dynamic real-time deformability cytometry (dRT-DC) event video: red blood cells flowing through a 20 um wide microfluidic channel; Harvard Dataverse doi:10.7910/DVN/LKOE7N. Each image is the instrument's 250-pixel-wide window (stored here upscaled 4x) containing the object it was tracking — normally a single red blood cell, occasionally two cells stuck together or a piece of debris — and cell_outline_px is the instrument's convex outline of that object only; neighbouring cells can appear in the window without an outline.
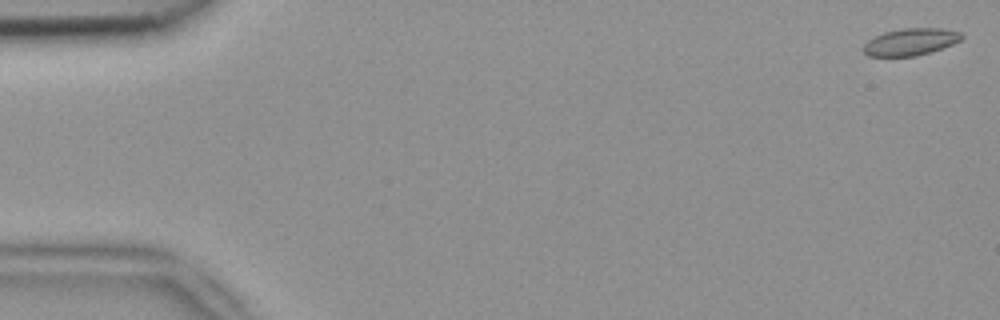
{"species": "common noctule bat (a hibernating species)", "species_latin": "Nyctalus noctula", "temperature_condition": "room temperature", "stored_images_in_passage": 52, "camera_frame_rate_fps": 3000, "um_per_image_px": 0.085, "animal": {"sex": "female", "body_mass_g": 18.4}, "frame": {"image": 1, "passage_image": 1, "time_ms": 0.0, "image_size_px": [1000, 320], "cell_outline_px": [[964, 36], [960, 40], [952, 44], [932, 52], [916, 56], [868, 56], [864, 52], [864, 44], [868, 40], [884, 32], [904, 28], [940, 28], [960, 32]], "centroid_in_image_um": [77.41, 3.56], "position_along_channel_um": 7.6, "area_um2": 15.37}}
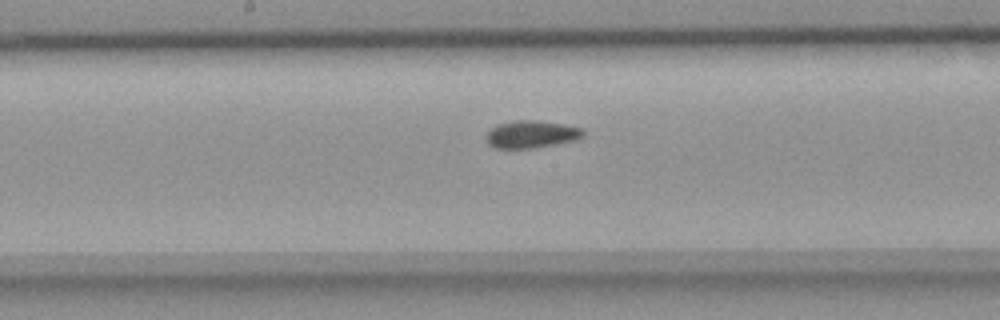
{"frame": {"image": 2, "passage_image": 27, "time_ms": 8.667, "image_size_px": [1000, 320], "cell_outline_px": [[584, 136], [576, 140], [532, 148], [496, 148], [488, 144], [484, 140], [484, 136], [496, 124], [512, 120], [536, 120], [564, 124], [584, 128]], "centroid_in_image_um": [45.14, 11.4], "position_along_channel_um": 203.1, "area_um2": 15.72}}
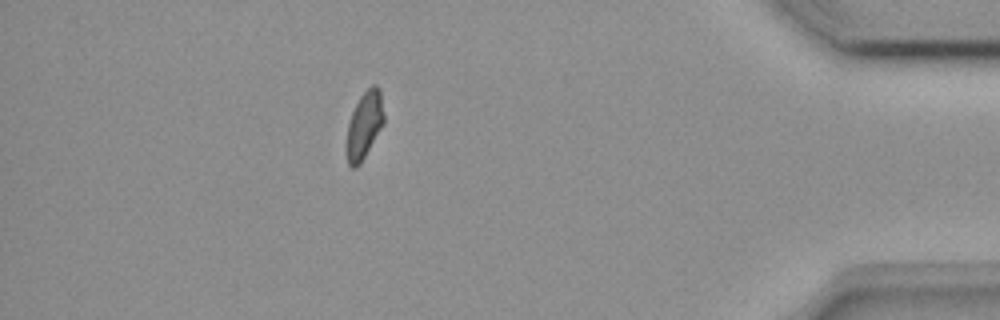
{"frame": {"image": 3, "passage_image": 46, "time_ms": 15.0, "image_size_px": [1000, 320], "cell_outline_px": [[384, 124], [360, 164], [356, 168], [352, 168], [348, 164], [348, 124], [352, 112], [360, 96], [372, 84], [376, 84], [380, 88], [384, 116]], "centroid_in_image_um": [31.0, 10.6], "position_along_channel_um": 404.2, "area_um2": 14.33}, "authors_computed_cell_mechanics": {"area_um2": 15.4615, "velocity_mm_per_s": 3.9014, "shape_relaxation_time_tau1_ms": 9.6136, "shape_relaxation_time_tau2_ms": 1.7346, "deformation_change_tau1": 0.1369, "deformation_change_tau2": 0.0702}}